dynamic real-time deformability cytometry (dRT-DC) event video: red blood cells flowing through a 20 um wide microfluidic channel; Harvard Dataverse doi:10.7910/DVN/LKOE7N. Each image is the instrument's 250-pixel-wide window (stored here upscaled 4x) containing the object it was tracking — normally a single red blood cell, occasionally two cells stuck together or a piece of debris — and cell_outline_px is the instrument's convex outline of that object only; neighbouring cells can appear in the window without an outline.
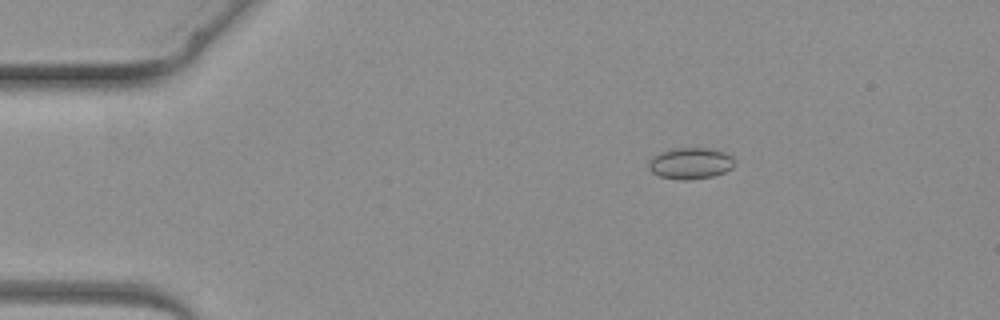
{"species": "common noctule bat (a hibernating species)", "species_latin": "Nyctalus noctula", "temperature_condition": "warm", "stored_images_in_passage": 3, "camera_frame_rate_fps": 3000, "um_per_image_px": 0.085, "animal": {"sex": "female", "body_mass_g": 19.3, "forearm_length_mm": 54.1}, "frame": {"image": 1, "passage_image": 1, "time_ms": 0.0, "image_size_px": [1000, 320], "cell_outline_px": [[732, 168], [724, 172], [712, 176], [688, 180], [680, 180], [660, 176], [652, 172], [648, 168], [648, 160], [652, 156], [660, 152], [676, 148], [712, 148], [724, 152], [732, 156]], "centroid_in_image_um": [58.65, 13.88], "position_along_channel_um": 26.4, "area_um2": 15.66}}